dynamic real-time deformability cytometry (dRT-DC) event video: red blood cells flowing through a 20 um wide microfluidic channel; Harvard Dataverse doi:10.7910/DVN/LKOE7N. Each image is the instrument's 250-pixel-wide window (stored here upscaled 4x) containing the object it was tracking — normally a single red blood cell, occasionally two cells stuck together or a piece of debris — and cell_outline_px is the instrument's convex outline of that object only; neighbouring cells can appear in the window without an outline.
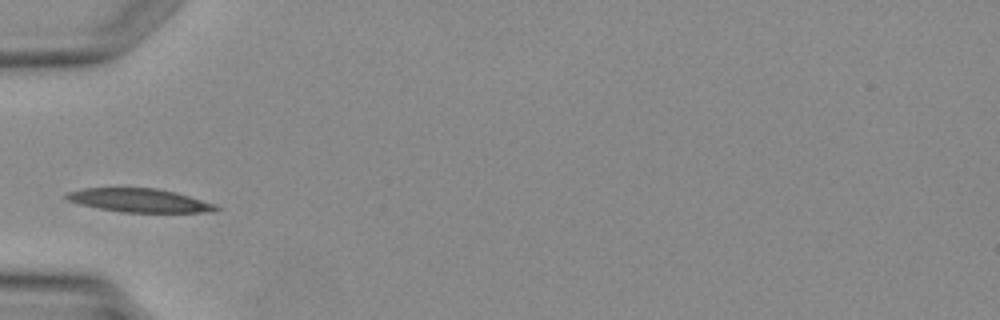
{"species": "Egyptian fruit bat (a non-hibernating species)", "species_latin": "Rousettus aegyptiacus", "temperature_condition": "warm", "stored_images_in_passage": 2, "camera_frame_rate_fps": 3000, "um_per_image_px": 0.085, "animal": {"sex": "female"}, "frame": {"image": 1, "passage_image": 2, "time_ms": 2.333, "image_size_px": [1000, 320], "cell_outline_px": [[220, 208], [212, 212], [120, 212], [96, 208], [80, 204], [68, 200], [64, 196], [68, 192], [80, 188], [156, 188], [176, 192], [216, 204]], "centroid_in_image_um": [11.83, 17.03], "position_along_channel_um": 73.2, "area_um2": 20.58}}